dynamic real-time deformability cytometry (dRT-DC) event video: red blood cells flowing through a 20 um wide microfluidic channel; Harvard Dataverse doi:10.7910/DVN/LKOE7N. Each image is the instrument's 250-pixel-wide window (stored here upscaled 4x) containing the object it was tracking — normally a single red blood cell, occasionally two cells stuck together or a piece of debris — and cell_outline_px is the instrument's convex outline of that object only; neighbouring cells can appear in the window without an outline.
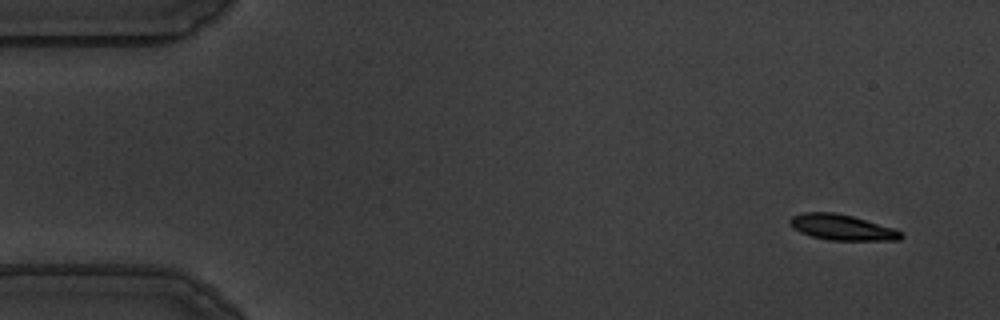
{"species": "common noctule bat (a hibernating species)", "species_latin": "Nyctalus noctula", "temperature_condition": "warm", "stored_images_in_passage": 10, "camera_frame_rate_fps": 3000, "um_per_image_px": 0.085, "animal": {"sex": "male", "body_mass_g": 19.5, "forearm_length_mm": 54.6}, "frame": {"image": 1, "passage_image": 1, "time_ms": 0.0, "image_size_px": [1000, 320], "cell_outline_px": [[904, 236], [900, 240], [828, 240], [812, 236], [800, 232], [788, 224], [788, 220], [792, 216], [804, 212], [836, 212], [852, 216], [892, 228], [900, 232]], "centroid_in_image_um": [71.51, 19.32], "position_along_channel_um": 13.5, "area_um2": 16.47}}